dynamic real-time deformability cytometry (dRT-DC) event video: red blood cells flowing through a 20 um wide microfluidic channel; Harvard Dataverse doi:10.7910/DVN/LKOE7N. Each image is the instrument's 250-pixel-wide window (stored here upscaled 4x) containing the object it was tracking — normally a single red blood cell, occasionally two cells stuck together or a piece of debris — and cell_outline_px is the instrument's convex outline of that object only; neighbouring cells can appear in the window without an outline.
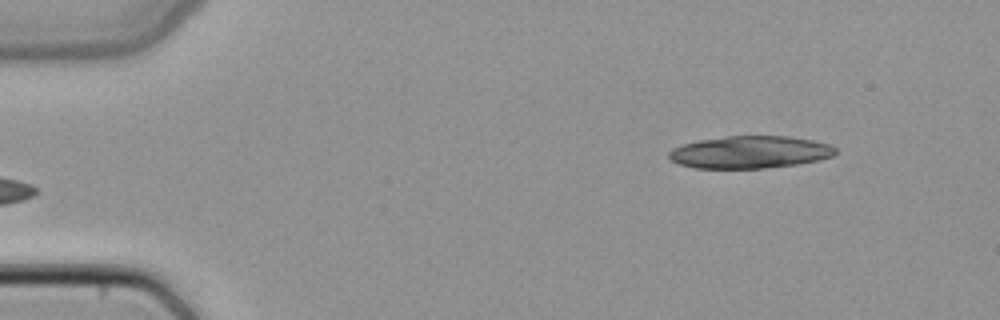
{"species": "common noctule bat (a hibernating species)", "species_latin": "Nyctalus noctula", "temperature_condition": "cold", "stored_images_in_passage": 2, "camera_frame_rate_fps": 3000, "um_per_image_px": 0.085, "animal": {"sex": "female", "body_mass_g": 22.7, "forearm_length_mm": 54.2}, "frame": {"image": 1, "passage_image": 2, "time_ms": 0.333, "image_size_px": [1000, 320], "cell_outline_px": [[836, 152], [832, 156], [820, 160], [796, 164], [764, 168], [696, 168], [680, 164], [672, 160], [668, 156], [668, 152], [672, 148], [684, 144], [700, 140], [728, 136], [788, 136], [812, 140], [832, 144], [836, 148]], "centroid_in_image_um": [63.78, 12.93], "position_along_channel_um": 21.2, "area_um2": 31.33}}